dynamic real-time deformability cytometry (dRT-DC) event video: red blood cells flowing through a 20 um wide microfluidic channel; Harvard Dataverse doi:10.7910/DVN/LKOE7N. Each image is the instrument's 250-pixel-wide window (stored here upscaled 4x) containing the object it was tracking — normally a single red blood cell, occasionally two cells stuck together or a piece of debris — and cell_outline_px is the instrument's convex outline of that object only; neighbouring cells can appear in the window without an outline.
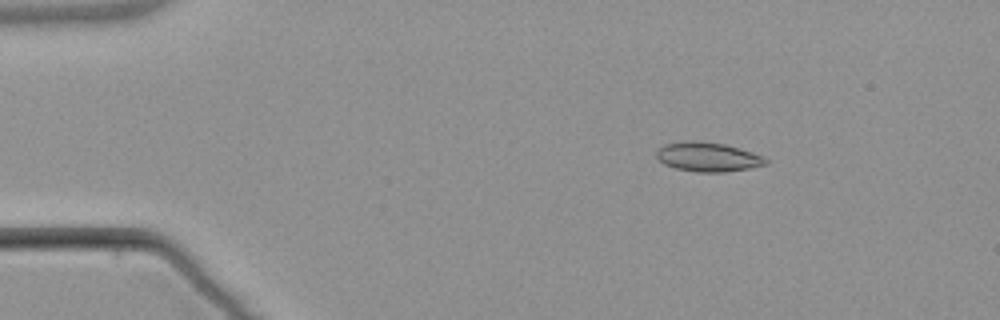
{"species": "common noctule bat (a hibernating species)", "species_latin": "Nyctalus noctula", "temperature_condition": "warm", "stored_images_in_passage": 5, "camera_frame_rate_fps": 3000, "um_per_image_px": 0.085, "animal": {"sex": "male", "body_mass_g": 21.5, "forearm_length_mm": 52.0}, "frame": {"image": 1, "passage_image": 3, "time_ms": 2.333, "image_size_px": [1000, 320], "cell_outline_px": [[768, 164], [748, 168], [724, 172], [696, 172], [676, 168], [664, 164], [656, 156], [656, 148], [664, 144], [684, 140], [692, 140], [724, 144], [752, 152], [764, 156], [768, 160]], "centroid_in_image_um": [60.14, 13.33], "position_along_channel_um": 24.9, "area_um2": 18.73}}
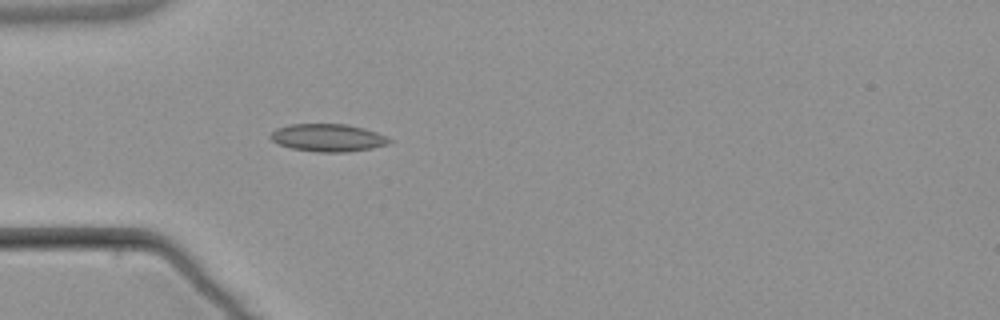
{"frame": {"image": 2, "passage_image": 5, "time_ms": 5.0, "image_size_px": [1000, 320], "cell_outline_px": [[392, 140], [388, 144], [372, 148], [348, 152], [316, 152], [292, 148], [280, 144], [272, 140], [268, 136], [276, 128], [288, 124], [348, 124], [364, 128], [376, 132]], "centroid_in_image_um": [27.86, 11.7], "position_along_channel_um": 57.1, "area_um2": 19.13}}